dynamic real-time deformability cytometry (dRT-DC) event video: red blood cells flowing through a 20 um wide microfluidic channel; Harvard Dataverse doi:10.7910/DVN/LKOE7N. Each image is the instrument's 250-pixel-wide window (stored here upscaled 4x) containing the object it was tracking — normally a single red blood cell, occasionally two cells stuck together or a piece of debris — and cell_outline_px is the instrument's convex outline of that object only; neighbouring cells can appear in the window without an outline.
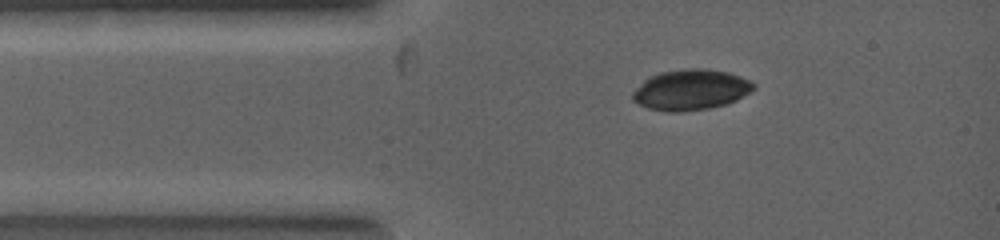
{"species": "common noctule bat (a hibernating species)", "species_latin": "Nyctalus noctula", "temperature_condition": "warm", "stored_images_in_passage": 2, "camera_frame_rate_fps": 5000, "um_per_image_px": 0.085, "animal": {"sex": "female", "body_mass_g": 19.0, "forearm_length_mm": 53.3}, "frame": {"image": 1, "passage_image": 1, "time_ms": 0.0, "image_size_px": [1000, 240], "cell_outline_px": [[756, 88], [736, 100], [724, 104], [708, 108], [680, 112], [668, 112], [648, 108], [632, 100], [632, 92], [648, 76], [660, 72], [692, 68], [700, 68], [728, 72], [740, 76], [756, 84]], "centroid_in_image_um": [58.7, 7.63], "position_along_channel_um": 26.3, "area_um2": 28.5}}